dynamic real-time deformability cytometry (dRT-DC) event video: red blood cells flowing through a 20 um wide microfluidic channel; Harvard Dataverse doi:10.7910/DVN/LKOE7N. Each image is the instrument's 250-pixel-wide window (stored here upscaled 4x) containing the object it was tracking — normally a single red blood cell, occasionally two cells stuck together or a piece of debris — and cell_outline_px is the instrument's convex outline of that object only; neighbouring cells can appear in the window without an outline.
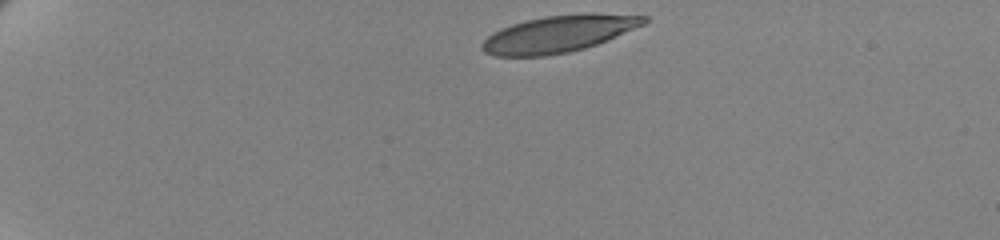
{"species": "human", "species_latin": "Homo sapiens", "temperature_condition": "cold", "stored_images_in_passage": 48, "camera_frame_rate_fps": 3000, "um_per_image_px": 0.085, "donor": {"sex": "female"}, "frame": {"image": 1, "passage_image": 1, "time_ms": 0.0, "image_size_px": [1000, 240], "cell_outline_px": [[648, 20], [644, 24], [596, 44], [584, 48], [568, 52], [544, 56], [496, 56], [484, 52], [480, 48], [480, 44], [492, 32], [500, 28], [512, 24], [544, 16], [584, 12], [592, 12], [648, 16]], "centroid_in_image_um": [47.46, 2.86], "position_along_channel_um": 37.5, "area_um2": 34.8}}
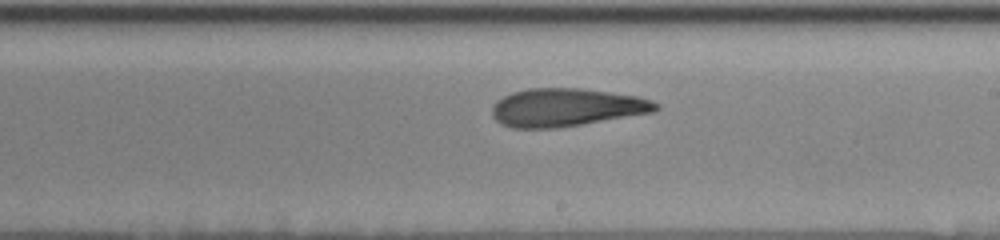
{"frame": {"image": 2, "passage_image": 26, "time_ms": 8.333, "image_size_px": [1000, 240], "cell_outline_px": [[660, 108], [652, 112], [556, 128], [512, 128], [500, 124], [492, 116], [492, 108], [496, 100], [512, 92], [528, 88], [580, 88], [640, 96], [652, 100], [660, 104]], "centroid_in_image_um": [48.12, 9.12], "position_along_channel_um": 240.9, "area_um2": 36.3}}
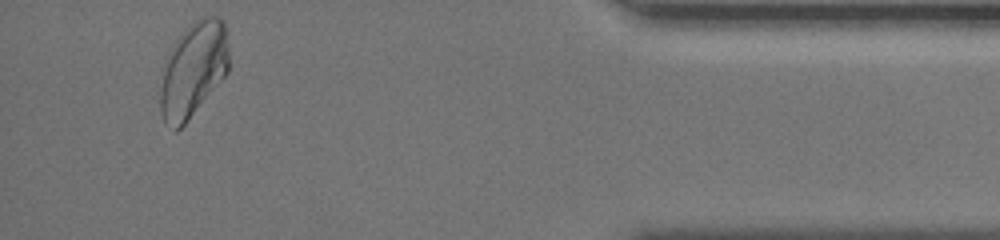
{"frame": {"image": 3, "passage_image": 45, "time_ms": 14.667, "image_size_px": [1000, 240], "cell_outline_px": [[228, 72], [184, 124], [176, 132], [164, 120], [160, 112], [160, 92], [168, 48], [180, 32], [192, 20], [200, 16], [220, 16], [224, 20], [228, 40]], "centroid_in_image_um": [16.43, 5.83], "position_along_channel_um": 418.8, "area_um2": 38.32}, "authors_computed_cell_mechanics": {"area_um2": 36.1828, "velocity_mm_per_s": 3.4425, "shape_relaxation_time_tau1_ms": 9.6894, "shape_relaxation_time_tau2_ms": 3.316, "deformation_change_tau1": 0.2515, "deformation_change_tau2": 0.1193}}